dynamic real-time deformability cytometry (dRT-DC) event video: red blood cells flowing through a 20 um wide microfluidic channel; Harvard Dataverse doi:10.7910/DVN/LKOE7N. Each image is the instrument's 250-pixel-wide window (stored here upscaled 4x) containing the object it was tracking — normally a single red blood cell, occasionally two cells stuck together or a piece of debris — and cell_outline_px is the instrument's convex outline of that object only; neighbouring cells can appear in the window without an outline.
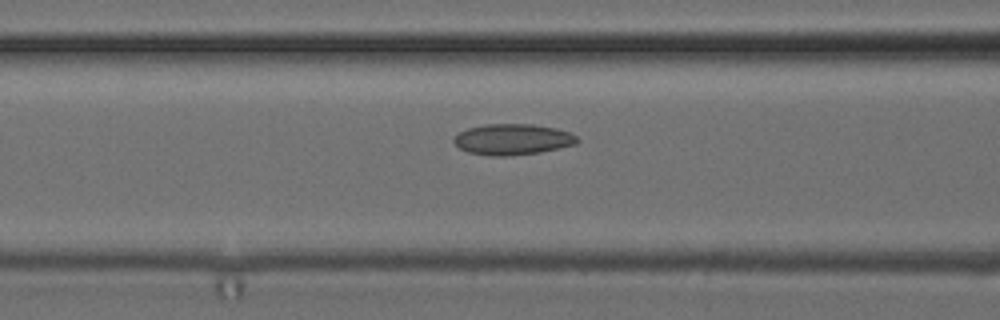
{"species": "common noctule bat (a hibernating species)", "species_latin": "Nyctalus noctula", "temperature_condition": "cold", "stored_images_in_passage": 33, "camera_frame_rate_fps": 3000, "um_per_image_px": 0.085, "animal": {"sex": "female", "body_mass_g": 24.6, "forearm_length_mm": 56.2}, "frame": {"image": 1, "passage_image": 8, "time_ms": 2.333, "image_size_px": [1000, 320], "cell_outline_px": [[580, 140], [576, 144], [540, 152], [508, 156], [492, 156], [468, 152], [460, 148], [452, 140], [460, 132], [468, 128], [484, 124], [532, 124], [556, 128], [568, 132], [576, 136]], "centroid_in_image_um": [43.58, 11.84], "position_along_channel_um": 123.0, "area_um2": 22.14}}
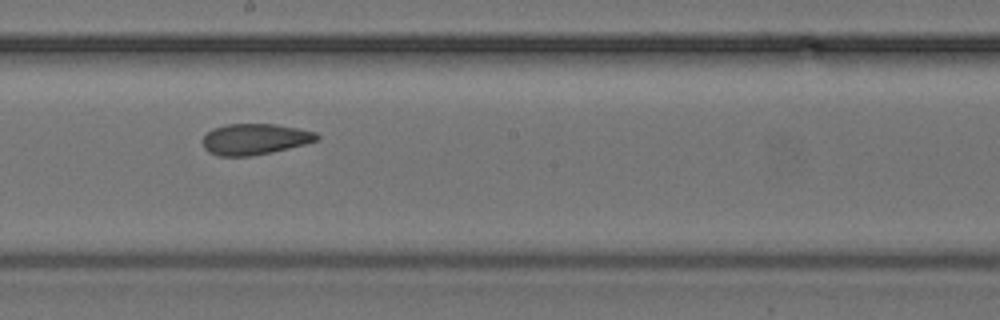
{"frame": {"image": 2, "passage_image": 16, "time_ms": 5.0, "image_size_px": [1000, 320], "cell_outline_px": [[320, 140], [272, 152], [252, 156], [220, 156], [208, 152], [204, 148], [204, 136], [212, 128], [228, 124], [276, 124], [316, 132], [320, 136]], "centroid_in_image_um": [21.67, 11.83], "position_along_channel_um": 226.5, "area_um2": 20.58}}
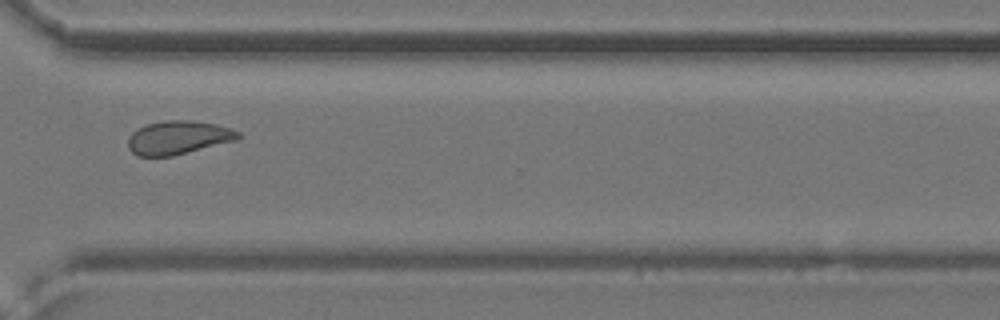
{"frame": {"image": 3, "passage_image": 26, "time_ms": 8.333, "image_size_px": [1000, 320], "cell_outline_px": [[240, 136], [236, 140], [172, 156], [136, 156], [128, 148], [128, 136], [132, 132], [148, 124], [164, 120], [188, 120], [216, 124], [232, 128], [240, 132]], "centroid_in_image_um": [15.14, 11.69], "position_along_channel_um": 355.5, "area_um2": 21.44}, "authors_computed_cell_mechanics": {"area_um2": 21.5016, "velocity_mm_per_s": 3.8726, "shape_relaxation_time_tau1_ms": null, "shape_relaxation_time_tau2_ms": 2.4561, "deformation_change_tau1": null, "deformation_change_tau2": 0.0891}}